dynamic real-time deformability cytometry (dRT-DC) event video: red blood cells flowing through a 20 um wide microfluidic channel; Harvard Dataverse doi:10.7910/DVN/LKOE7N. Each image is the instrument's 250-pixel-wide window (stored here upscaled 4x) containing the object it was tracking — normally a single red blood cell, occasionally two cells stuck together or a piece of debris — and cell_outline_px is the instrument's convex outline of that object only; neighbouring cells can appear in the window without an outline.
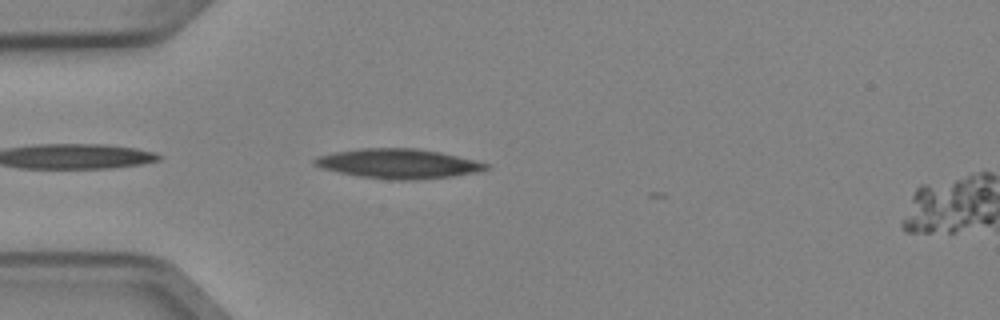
{"species": "Egyptian fruit bat (a non-hibernating species)", "species_latin": "Rousettus aegyptiacus", "temperature_condition": "cold", "stored_images_in_passage": 5, "camera_frame_rate_fps": 3000, "um_per_image_px": 0.085, "animal": {"sex": "female"}, "frame": {"image": 1, "passage_image": 4, "time_ms": 1.0, "image_size_px": [1000, 320], "cell_outline_px": [[492, 168], [480, 172], [452, 176], [416, 180], [396, 180], [360, 176], [320, 168], [312, 164], [312, 160], [316, 156], [336, 152], [360, 148], [416, 148], [440, 152], [476, 160], [488, 164]], "centroid_in_image_um": [33.88, 13.91], "position_along_channel_um": 51.1, "area_um2": 29.71}}